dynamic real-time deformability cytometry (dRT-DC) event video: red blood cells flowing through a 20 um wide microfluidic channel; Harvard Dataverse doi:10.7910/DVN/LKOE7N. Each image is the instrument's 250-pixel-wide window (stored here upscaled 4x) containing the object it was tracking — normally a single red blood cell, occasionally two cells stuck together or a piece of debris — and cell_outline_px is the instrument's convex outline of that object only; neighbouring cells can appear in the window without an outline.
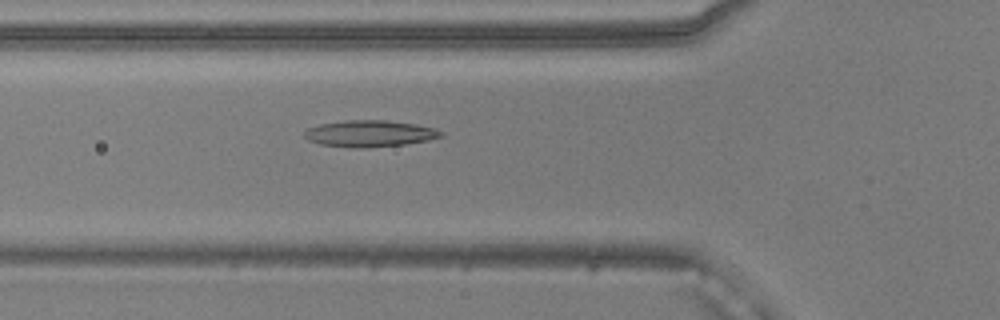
{"species": "common noctule bat (a hibernating species)", "species_latin": "Nyctalus noctula", "temperature_condition": "warm", "stored_images_in_passage": 36, "camera_frame_rate_fps": 3000, "um_per_image_px": 0.085, "animal": {"sex": "male", "body_mass_g": 20.5, "forearm_length_mm": 52.5}, "frame": {"image": 1, "passage_image": 5, "time_ms": 1.333, "image_size_px": [1000, 320], "cell_outline_px": [[444, 136], [428, 140], [404, 144], [364, 148], [352, 148], [320, 144], [308, 140], [304, 136], [304, 132], [308, 128], [320, 124], [344, 120], [388, 120], [416, 124], [436, 128], [444, 132]], "centroid_in_image_um": [31.45, 11.35], "position_along_channel_um": 94.4, "area_um2": 21.27}}
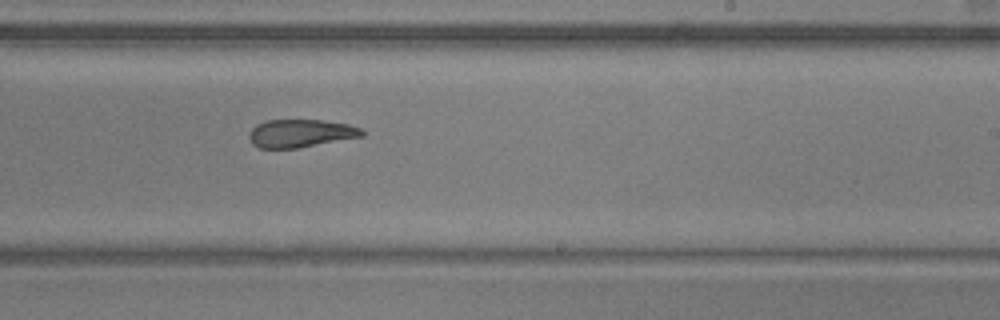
{"frame": {"image": 2, "passage_image": 18, "time_ms": 5.667, "image_size_px": [1000, 320], "cell_outline_px": [[364, 136], [296, 148], [260, 148], [252, 144], [248, 136], [248, 132], [256, 124], [268, 120], [324, 120], [348, 124], [360, 128], [364, 132]], "centroid_in_image_um": [25.52, 11.33], "position_along_channel_um": 263.5, "area_um2": 18.38}}
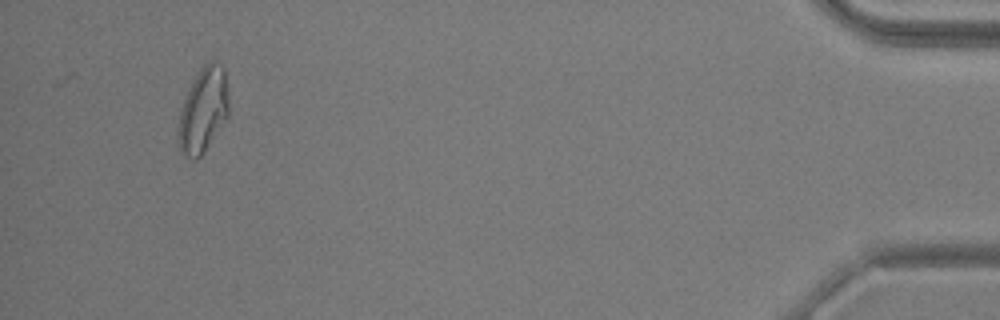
{"frame": {"image": 3, "passage_image": 36, "time_ms": 11.667, "image_size_px": [1000, 320], "cell_outline_px": [[228, 116], [200, 156], [196, 160], [192, 160], [184, 156], [180, 152], [176, 132], [180, 108], [200, 68], [208, 60], [216, 60], [224, 68], [228, 92]], "centroid_in_image_um": [17.25, 9.37], "position_along_channel_um": 418.0, "area_um2": 25.03}, "authors_computed_cell_mechanics": {"area_um2": 19.8254, "velocity_mm_per_s": 3.8918, "shape_relaxation_time_tau1_ms": null, "shape_relaxation_time_tau2_ms": 2.2487, "deformation_change_tau1": null, "deformation_change_tau2": 0.1012}}